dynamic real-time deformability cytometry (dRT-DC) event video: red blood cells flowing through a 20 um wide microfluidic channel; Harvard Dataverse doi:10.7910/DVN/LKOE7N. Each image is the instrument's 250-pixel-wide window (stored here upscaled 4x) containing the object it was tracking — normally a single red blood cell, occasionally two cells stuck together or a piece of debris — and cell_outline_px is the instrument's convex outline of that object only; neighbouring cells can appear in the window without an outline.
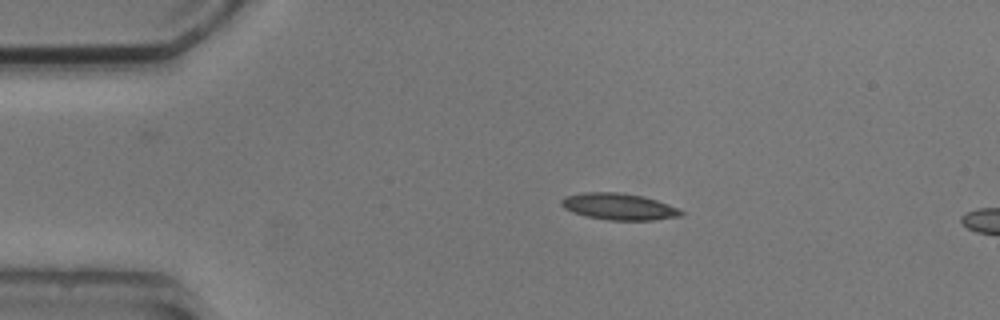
{"species": "common noctule bat (a hibernating species)", "species_latin": "Nyctalus noctula", "temperature_condition": "cold", "stored_images_in_passage": 3, "camera_frame_rate_fps": 3000, "um_per_image_px": 0.085, "animal": {"sex": "male", "body_mass_g": 20.5, "forearm_length_mm": 52.5}, "frame": {"image": 1, "passage_image": 2, "time_ms": 2.0, "image_size_px": [1000, 320], "cell_outline_px": [[684, 216], [652, 220], [608, 220], [588, 216], [572, 212], [564, 208], [560, 204], [560, 200], [564, 196], [584, 192], [616, 192], [644, 196], [680, 208], [684, 212]], "centroid_in_image_um": [52.62, 17.56], "position_along_channel_um": 32.4, "area_um2": 18.67}}